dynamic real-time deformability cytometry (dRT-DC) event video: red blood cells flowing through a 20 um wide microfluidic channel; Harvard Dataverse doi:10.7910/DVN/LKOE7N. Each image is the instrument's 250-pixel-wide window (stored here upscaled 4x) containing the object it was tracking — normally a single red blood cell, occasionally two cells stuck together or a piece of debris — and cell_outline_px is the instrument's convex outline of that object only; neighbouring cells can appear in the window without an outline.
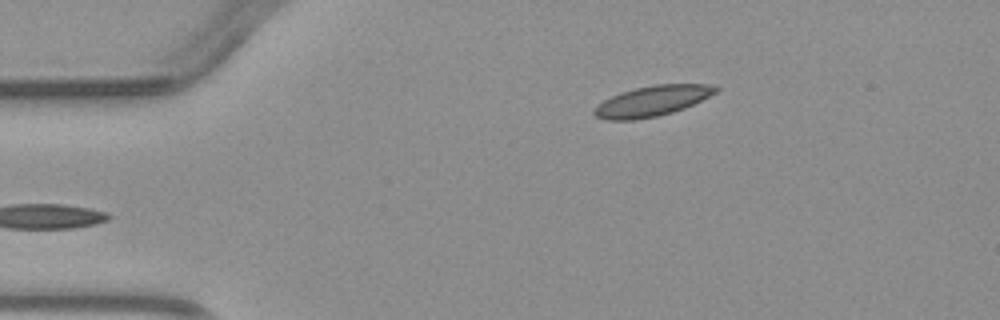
{"species": "common noctule bat (a hibernating species)", "species_latin": "Nyctalus noctula", "temperature_condition": "warm", "stored_images_in_passage": 3, "camera_frame_rate_fps": 3000, "um_per_image_px": 0.085, "animal": {"sex": "male", "body_mass_g": 23.1, "forearm_length_mm": 52.7}, "frame": {"image": 1, "passage_image": 3, "time_ms": 2.333, "image_size_px": [1000, 320], "cell_outline_px": [[720, 88], [716, 92], [684, 108], [672, 112], [656, 116], [632, 120], [604, 120], [596, 116], [592, 112], [604, 100], [620, 92], [636, 88], [656, 84], [708, 84]], "centroid_in_image_um": [55.42, 8.58], "position_along_channel_um": 29.6, "area_um2": 21.15}}